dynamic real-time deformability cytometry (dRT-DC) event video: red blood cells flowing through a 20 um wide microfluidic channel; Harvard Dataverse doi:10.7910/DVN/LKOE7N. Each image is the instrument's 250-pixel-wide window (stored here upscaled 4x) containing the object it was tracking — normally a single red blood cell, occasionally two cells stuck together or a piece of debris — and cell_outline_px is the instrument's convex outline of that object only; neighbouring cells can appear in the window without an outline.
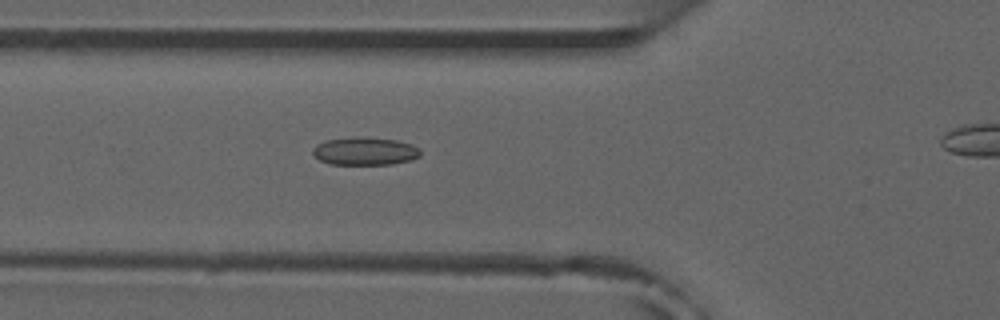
{"species": "common noctule bat (a hibernating species)", "species_latin": "Nyctalus noctula", "temperature_condition": "room temperature", "stored_images_in_passage": 33, "camera_frame_rate_fps": 3000, "um_per_image_px": 0.085, "animal": {"sex": "male", "forearm_length_mm": 52.5}, "frame": {"image": 1, "passage_image": 6, "time_ms": 1.667, "image_size_px": [1000, 320], "cell_outline_px": [[420, 156], [412, 160], [392, 164], [328, 164], [320, 160], [312, 152], [312, 148], [316, 144], [324, 140], [356, 136], [360, 136], [396, 140], [412, 144], [420, 148]], "centroid_in_image_um": [31.01, 12.84], "position_along_channel_um": 94.8, "area_um2": 17.74}}
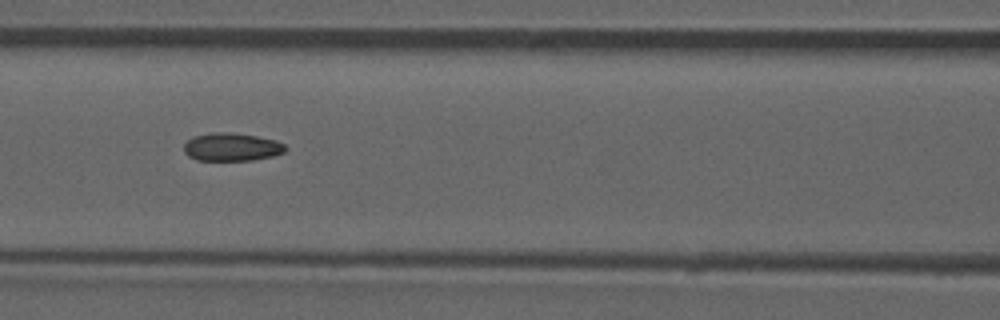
{"frame": {"image": 2, "passage_image": 10, "time_ms": 3.0, "image_size_px": [1000, 320], "cell_outline_px": [[288, 148], [284, 152], [272, 156], [252, 160], [196, 160], [188, 156], [184, 152], [184, 144], [192, 136], [212, 132], [228, 132], [256, 136], [276, 140], [284, 144]], "centroid_in_image_um": [19.68, 12.49], "position_along_channel_um": 146.9, "area_um2": 16.65}, "authors_computed_cell_mechanics": {"area_um2": 16.762, "velocity_mm_per_s": 3.8666, "shape_relaxation_time_tau1_ms": null, "shape_relaxation_time_tau2_ms": 1.5465, "deformation_change_tau1": null, "deformation_change_tau2": 0.0671}}